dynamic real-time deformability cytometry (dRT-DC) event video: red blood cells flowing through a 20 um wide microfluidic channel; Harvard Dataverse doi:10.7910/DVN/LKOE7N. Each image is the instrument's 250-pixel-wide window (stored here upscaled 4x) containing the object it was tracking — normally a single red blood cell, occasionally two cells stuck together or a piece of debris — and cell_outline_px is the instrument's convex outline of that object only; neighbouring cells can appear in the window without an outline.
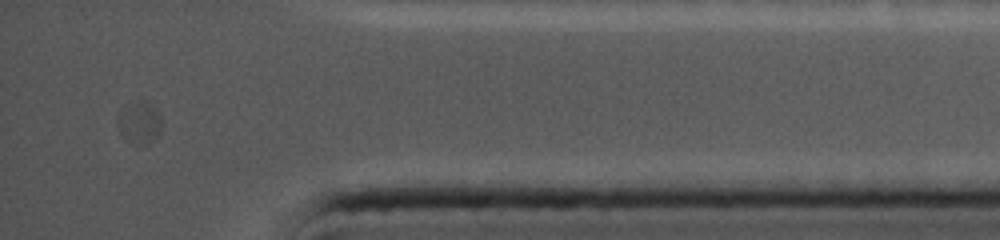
{"species": "common noctule bat (a hibernating species)", "species_latin": "Nyctalus noctula", "temperature_condition": "cold", "stored_images_in_passage": 70, "camera_frame_rate_fps": 5000, "um_per_image_px": 0.085, "animal": {"sex": "female", "body_mass_g": 19.0, "forearm_length_mm": 56.7}, "frame": {"image": 1, "passage_image": 70, "time_ms": 13.8, "image_size_px": [1000, 240], "cell_outline_px": [[160, 128], [156, 136], [144, 144], [124, 136], [120, 132], [116, 120], [124, 108], [140, 100], [148, 100], [156, 108], [160, 116]], "centroid_in_image_um": [11.87, 10.33], "position_along_channel_um": 423.3, "area_um2": 10.06}}